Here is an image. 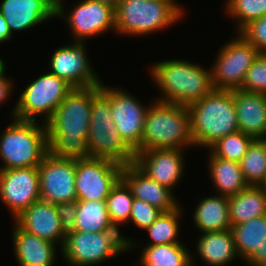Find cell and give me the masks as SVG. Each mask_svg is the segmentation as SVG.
I'll list each match as a JSON object with an SVG mask.
<instances>
[{
    "label": "cell",
    "mask_w": 266,
    "mask_h": 266,
    "mask_svg": "<svg viewBox=\"0 0 266 266\" xmlns=\"http://www.w3.org/2000/svg\"><path fill=\"white\" fill-rule=\"evenodd\" d=\"M92 87L73 88L45 123L48 152L57 158H90L87 137L91 117Z\"/></svg>",
    "instance_id": "1"
},
{
    "label": "cell",
    "mask_w": 266,
    "mask_h": 266,
    "mask_svg": "<svg viewBox=\"0 0 266 266\" xmlns=\"http://www.w3.org/2000/svg\"><path fill=\"white\" fill-rule=\"evenodd\" d=\"M150 74L163 95L155 100L162 102L188 107L214 89L210 70L186 60L155 62Z\"/></svg>",
    "instance_id": "2"
},
{
    "label": "cell",
    "mask_w": 266,
    "mask_h": 266,
    "mask_svg": "<svg viewBox=\"0 0 266 266\" xmlns=\"http://www.w3.org/2000/svg\"><path fill=\"white\" fill-rule=\"evenodd\" d=\"M188 110L195 147L210 148L221 138L239 131L232 91L213 89L190 104Z\"/></svg>",
    "instance_id": "3"
},
{
    "label": "cell",
    "mask_w": 266,
    "mask_h": 266,
    "mask_svg": "<svg viewBox=\"0 0 266 266\" xmlns=\"http://www.w3.org/2000/svg\"><path fill=\"white\" fill-rule=\"evenodd\" d=\"M194 146L187 106L155 100L149 105L137 152L151 149H183Z\"/></svg>",
    "instance_id": "4"
},
{
    "label": "cell",
    "mask_w": 266,
    "mask_h": 266,
    "mask_svg": "<svg viewBox=\"0 0 266 266\" xmlns=\"http://www.w3.org/2000/svg\"><path fill=\"white\" fill-rule=\"evenodd\" d=\"M89 124L86 142L91 158L108 159L123 166L134 163L135 152L116 129L111 115L110 99L100 89V85L92 87Z\"/></svg>",
    "instance_id": "5"
},
{
    "label": "cell",
    "mask_w": 266,
    "mask_h": 266,
    "mask_svg": "<svg viewBox=\"0 0 266 266\" xmlns=\"http://www.w3.org/2000/svg\"><path fill=\"white\" fill-rule=\"evenodd\" d=\"M12 118L0 135V170L38 167L48 153L46 124Z\"/></svg>",
    "instance_id": "6"
},
{
    "label": "cell",
    "mask_w": 266,
    "mask_h": 266,
    "mask_svg": "<svg viewBox=\"0 0 266 266\" xmlns=\"http://www.w3.org/2000/svg\"><path fill=\"white\" fill-rule=\"evenodd\" d=\"M131 240L120 234L119 230L75 231L65 238L60 252L71 266H96L135 248L136 242Z\"/></svg>",
    "instance_id": "7"
},
{
    "label": "cell",
    "mask_w": 266,
    "mask_h": 266,
    "mask_svg": "<svg viewBox=\"0 0 266 266\" xmlns=\"http://www.w3.org/2000/svg\"><path fill=\"white\" fill-rule=\"evenodd\" d=\"M182 16L161 0H120L115 9V32L142 36L181 21Z\"/></svg>",
    "instance_id": "8"
},
{
    "label": "cell",
    "mask_w": 266,
    "mask_h": 266,
    "mask_svg": "<svg viewBox=\"0 0 266 266\" xmlns=\"http://www.w3.org/2000/svg\"><path fill=\"white\" fill-rule=\"evenodd\" d=\"M72 90L64 79L45 72L21 92L10 116L29 121H37V116H43L42 122L46 123Z\"/></svg>",
    "instance_id": "9"
},
{
    "label": "cell",
    "mask_w": 266,
    "mask_h": 266,
    "mask_svg": "<svg viewBox=\"0 0 266 266\" xmlns=\"http://www.w3.org/2000/svg\"><path fill=\"white\" fill-rule=\"evenodd\" d=\"M221 47L209 68L211 81L217 90H241L247 70L259 55L257 49L239 33Z\"/></svg>",
    "instance_id": "10"
},
{
    "label": "cell",
    "mask_w": 266,
    "mask_h": 266,
    "mask_svg": "<svg viewBox=\"0 0 266 266\" xmlns=\"http://www.w3.org/2000/svg\"><path fill=\"white\" fill-rule=\"evenodd\" d=\"M64 0L56 2V18H63L71 31L74 42L85 43L86 39L115 31V9L94 0H80L70 10L64 11ZM65 12L68 15H65ZM64 15V16H63Z\"/></svg>",
    "instance_id": "11"
},
{
    "label": "cell",
    "mask_w": 266,
    "mask_h": 266,
    "mask_svg": "<svg viewBox=\"0 0 266 266\" xmlns=\"http://www.w3.org/2000/svg\"><path fill=\"white\" fill-rule=\"evenodd\" d=\"M123 165L108 159L75 160L77 200L106 201L112 187L121 178Z\"/></svg>",
    "instance_id": "12"
},
{
    "label": "cell",
    "mask_w": 266,
    "mask_h": 266,
    "mask_svg": "<svg viewBox=\"0 0 266 266\" xmlns=\"http://www.w3.org/2000/svg\"><path fill=\"white\" fill-rule=\"evenodd\" d=\"M100 89L109 97L111 115L115 127L124 142L135 152L141 145L144 122L148 106L142 103L127 90L108 87L102 82Z\"/></svg>",
    "instance_id": "13"
},
{
    "label": "cell",
    "mask_w": 266,
    "mask_h": 266,
    "mask_svg": "<svg viewBox=\"0 0 266 266\" xmlns=\"http://www.w3.org/2000/svg\"><path fill=\"white\" fill-rule=\"evenodd\" d=\"M85 45L73 41L56 49L49 61V73L64 79L73 88L101 85L102 80L90 64Z\"/></svg>",
    "instance_id": "14"
},
{
    "label": "cell",
    "mask_w": 266,
    "mask_h": 266,
    "mask_svg": "<svg viewBox=\"0 0 266 266\" xmlns=\"http://www.w3.org/2000/svg\"><path fill=\"white\" fill-rule=\"evenodd\" d=\"M40 198L49 203H70L77 200L75 160L57 158L49 152L38 166Z\"/></svg>",
    "instance_id": "15"
},
{
    "label": "cell",
    "mask_w": 266,
    "mask_h": 266,
    "mask_svg": "<svg viewBox=\"0 0 266 266\" xmlns=\"http://www.w3.org/2000/svg\"><path fill=\"white\" fill-rule=\"evenodd\" d=\"M40 199L38 167L0 170V200L13 219Z\"/></svg>",
    "instance_id": "16"
},
{
    "label": "cell",
    "mask_w": 266,
    "mask_h": 266,
    "mask_svg": "<svg viewBox=\"0 0 266 266\" xmlns=\"http://www.w3.org/2000/svg\"><path fill=\"white\" fill-rule=\"evenodd\" d=\"M183 153V149L167 148L141 151L135 154L134 164L149 178L174 190L185 171Z\"/></svg>",
    "instance_id": "17"
},
{
    "label": "cell",
    "mask_w": 266,
    "mask_h": 266,
    "mask_svg": "<svg viewBox=\"0 0 266 266\" xmlns=\"http://www.w3.org/2000/svg\"><path fill=\"white\" fill-rule=\"evenodd\" d=\"M15 223L26 232L63 247L65 236L62 232L61 219L55 204L42 199L32 203L14 219Z\"/></svg>",
    "instance_id": "18"
},
{
    "label": "cell",
    "mask_w": 266,
    "mask_h": 266,
    "mask_svg": "<svg viewBox=\"0 0 266 266\" xmlns=\"http://www.w3.org/2000/svg\"><path fill=\"white\" fill-rule=\"evenodd\" d=\"M0 13L4 17L11 34L25 31L56 18L55 0H3Z\"/></svg>",
    "instance_id": "19"
},
{
    "label": "cell",
    "mask_w": 266,
    "mask_h": 266,
    "mask_svg": "<svg viewBox=\"0 0 266 266\" xmlns=\"http://www.w3.org/2000/svg\"><path fill=\"white\" fill-rule=\"evenodd\" d=\"M121 178L130 187L133 197L144 200L164 212L172 211L180 205L173 195V190L149 178L134 163L123 166Z\"/></svg>",
    "instance_id": "20"
},
{
    "label": "cell",
    "mask_w": 266,
    "mask_h": 266,
    "mask_svg": "<svg viewBox=\"0 0 266 266\" xmlns=\"http://www.w3.org/2000/svg\"><path fill=\"white\" fill-rule=\"evenodd\" d=\"M239 131L253 139H266V95L232 90Z\"/></svg>",
    "instance_id": "21"
},
{
    "label": "cell",
    "mask_w": 266,
    "mask_h": 266,
    "mask_svg": "<svg viewBox=\"0 0 266 266\" xmlns=\"http://www.w3.org/2000/svg\"><path fill=\"white\" fill-rule=\"evenodd\" d=\"M13 249L19 266H53L58 245L41 239L21 229L14 223Z\"/></svg>",
    "instance_id": "22"
},
{
    "label": "cell",
    "mask_w": 266,
    "mask_h": 266,
    "mask_svg": "<svg viewBox=\"0 0 266 266\" xmlns=\"http://www.w3.org/2000/svg\"><path fill=\"white\" fill-rule=\"evenodd\" d=\"M217 195L204 196L195 207L193 222L201 233L231 229L228 197Z\"/></svg>",
    "instance_id": "23"
},
{
    "label": "cell",
    "mask_w": 266,
    "mask_h": 266,
    "mask_svg": "<svg viewBox=\"0 0 266 266\" xmlns=\"http://www.w3.org/2000/svg\"><path fill=\"white\" fill-rule=\"evenodd\" d=\"M197 242L198 256L210 266H225L239 258L231 230L202 233Z\"/></svg>",
    "instance_id": "24"
},
{
    "label": "cell",
    "mask_w": 266,
    "mask_h": 266,
    "mask_svg": "<svg viewBox=\"0 0 266 266\" xmlns=\"http://www.w3.org/2000/svg\"><path fill=\"white\" fill-rule=\"evenodd\" d=\"M208 169L212 183L222 196L236 195L249 185L244 179L240 164L215 156L209 151Z\"/></svg>",
    "instance_id": "25"
},
{
    "label": "cell",
    "mask_w": 266,
    "mask_h": 266,
    "mask_svg": "<svg viewBox=\"0 0 266 266\" xmlns=\"http://www.w3.org/2000/svg\"><path fill=\"white\" fill-rule=\"evenodd\" d=\"M231 226L266 215V195L260 186H248L228 197Z\"/></svg>",
    "instance_id": "26"
},
{
    "label": "cell",
    "mask_w": 266,
    "mask_h": 266,
    "mask_svg": "<svg viewBox=\"0 0 266 266\" xmlns=\"http://www.w3.org/2000/svg\"><path fill=\"white\" fill-rule=\"evenodd\" d=\"M237 254L247 262L266 240V215L231 226Z\"/></svg>",
    "instance_id": "27"
},
{
    "label": "cell",
    "mask_w": 266,
    "mask_h": 266,
    "mask_svg": "<svg viewBox=\"0 0 266 266\" xmlns=\"http://www.w3.org/2000/svg\"><path fill=\"white\" fill-rule=\"evenodd\" d=\"M196 261L182 243L146 246L138 265L141 266H194Z\"/></svg>",
    "instance_id": "28"
},
{
    "label": "cell",
    "mask_w": 266,
    "mask_h": 266,
    "mask_svg": "<svg viewBox=\"0 0 266 266\" xmlns=\"http://www.w3.org/2000/svg\"><path fill=\"white\" fill-rule=\"evenodd\" d=\"M77 208L76 231L90 233L119 230L110 220L106 201L77 200Z\"/></svg>",
    "instance_id": "29"
},
{
    "label": "cell",
    "mask_w": 266,
    "mask_h": 266,
    "mask_svg": "<svg viewBox=\"0 0 266 266\" xmlns=\"http://www.w3.org/2000/svg\"><path fill=\"white\" fill-rule=\"evenodd\" d=\"M249 186H260L266 178V139H254L239 162Z\"/></svg>",
    "instance_id": "30"
},
{
    "label": "cell",
    "mask_w": 266,
    "mask_h": 266,
    "mask_svg": "<svg viewBox=\"0 0 266 266\" xmlns=\"http://www.w3.org/2000/svg\"><path fill=\"white\" fill-rule=\"evenodd\" d=\"M182 213L181 204L172 211L163 212L160 217L145 229L151 238V242L146 246H156L165 244L181 243L178 239L180 235V218Z\"/></svg>",
    "instance_id": "31"
},
{
    "label": "cell",
    "mask_w": 266,
    "mask_h": 266,
    "mask_svg": "<svg viewBox=\"0 0 266 266\" xmlns=\"http://www.w3.org/2000/svg\"><path fill=\"white\" fill-rule=\"evenodd\" d=\"M133 198L130 187L120 178L106 199L107 212L115 227L129 222Z\"/></svg>",
    "instance_id": "32"
},
{
    "label": "cell",
    "mask_w": 266,
    "mask_h": 266,
    "mask_svg": "<svg viewBox=\"0 0 266 266\" xmlns=\"http://www.w3.org/2000/svg\"><path fill=\"white\" fill-rule=\"evenodd\" d=\"M224 9L227 15L237 19L238 33L250 21L266 15V0H227Z\"/></svg>",
    "instance_id": "33"
},
{
    "label": "cell",
    "mask_w": 266,
    "mask_h": 266,
    "mask_svg": "<svg viewBox=\"0 0 266 266\" xmlns=\"http://www.w3.org/2000/svg\"><path fill=\"white\" fill-rule=\"evenodd\" d=\"M253 140L251 136L238 131L221 138L209 149L219 158L239 163Z\"/></svg>",
    "instance_id": "34"
},
{
    "label": "cell",
    "mask_w": 266,
    "mask_h": 266,
    "mask_svg": "<svg viewBox=\"0 0 266 266\" xmlns=\"http://www.w3.org/2000/svg\"><path fill=\"white\" fill-rule=\"evenodd\" d=\"M241 90L266 95V53H259L247 70Z\"/></svg>",
    "instance_id": "35"
},
{
    "label": "cell",
    "mask_w": 266,
    "mask_h": 266,
    "mask_svg": "<svg viewBox=\"0 0 266 266\" xmlns=\"http://www.w3.org/2000/svg\"><path fill=\"white\" fill-rule=\"evenodd\" d=\"M164 211L137 198H133L129 222L143 230L156 221Z\"/></svg>",
    "instance_id": "36"
},
{
    "label": "cell",
    "mask_w": 266,
    "mask_h": 266,
    "mask_svg": "<svg viewBox=\"0 0 266 266\" xmlns=\"http://www.w3.org/2000/svg\"><path fill=\"white\" fill-rule=\"evenodd\" d=\"M238 33L259 53H266V15L250 21Z\"/></svg>",
    "instance_id": "37"
},
{
    "label": "cell",
    "mask_w": 266,
    "mask_h": 266,
    "mask_svg": "<svg viewBox=\"0 0 266 266\" xmlns=\"http://www.w3.org/2000/svg\"><path fill=\"white\" fill-rule=\"evenodd\" d=\"M56 212L61 219L62 232L65 237L76 231L77 200L70 203L55 204Z\"/></svg>",
    "instance_id": "38"
},
{
    "label": "cell",
    "mask_w": 266,
    "mask_h": 266,
    "mask_svg": "<svg viewBox=\"0 0 266 266\" xmlns=\"http://www.w3.org/2000/svg\"><path fill=\"white\" fill-rule=\"evenodd\" d=\"M250 266H266V240L262 246L254 253V255L247 261Z\"/></svg>",
    "instance_id": "39"
},
{
    "label": "cell",
    "mask_w": 266,
    "mask_h": 266,
    "mask_svg": "<svg viewBox=\"0 0 266 266\" xmlns=\"http://www.w3.org/2000/svg\"><path fill=\"white\" fill-rule=\"evenodd\" d=\"M13 81L9 77L0 78V105L7 102L13 91Z\"/></svg>",
    "instance_id": "40"
},
{
    "label": "cell",
    "mask_w": 266,
    "mask_h": 266,
    "mask_svg": "<svg viewBox=\"0 0 266 266\" xmlns=\"http://www.w3.org/2000/svg\"><path fill=\"white\" fill-rule=\"evenodd\" d=\"M12 34L9 30V27L7 25L6 20L4 19V17L1 15L0 13V44L10 41V39L12 38Z\"/></svg>",
    "instance_id": "41"
},
{
    "label": "cell",
    "mask_w": 266,
    "mask_h": 266,
    "mask_svg": "<svg viewBox=\"0 0 266 266\" xmlns=\"http://www.w3.org/2000/svg\"><path fill=\"white\" fill-rule=\"evenodd\" d=\"M164 1L168 4H170L182 17H184V7H182L181 5H178L179 3L175 2V0H161ZM183 8V9H182Z\"/></svg>",
    "instance_id": "42"
},
{
    "label": "cell",
    "mask_w": 266,
    "mask_h": 266,
    "mask_svg": "<svg viewBox=\"0 0 266 266\" xmlns=\"http://www.w3.org/2000/svg\"><path fill=\"white\" fill-rule=\"evenodd\" d=\"M94 1H98L100 3H104L107 5H110L111 7H113L114 9H116L118 3L120 0H94Z\"/></svg>",
    "instance_id": "43"
},
{
    "label": "cell",
    "mask_w": 266,
    "mask_h": 266,
    "mask_svg": "<svg viewBox=\"0 0 266 266\" xmlns=\"http://www.w3.org/2000/svg\"><path fill=\"white\" fill-rule=\"evenodd\" d=\"M3 60H4L3 58H0V78L6 77L5 69L7 68Z\"/></svg>",
    "instance_id": "44"
},
{
    "label": "cell",
    "mask_w": 266,
    "mask_h": 266,
    "mask_svg": "<svg viewBox=\"0 0 266 266\" xmlns=\"http://www.w3.org/2000/svg\"><path fill=\"white\" fill-rule=\"evenodd\" d=\"M261 189L263 190V192L265 193L266 195V178L265 180L263 181V183L260 185Z\"/></svg>",
    "instance_id": "45"
}]
</instances>
